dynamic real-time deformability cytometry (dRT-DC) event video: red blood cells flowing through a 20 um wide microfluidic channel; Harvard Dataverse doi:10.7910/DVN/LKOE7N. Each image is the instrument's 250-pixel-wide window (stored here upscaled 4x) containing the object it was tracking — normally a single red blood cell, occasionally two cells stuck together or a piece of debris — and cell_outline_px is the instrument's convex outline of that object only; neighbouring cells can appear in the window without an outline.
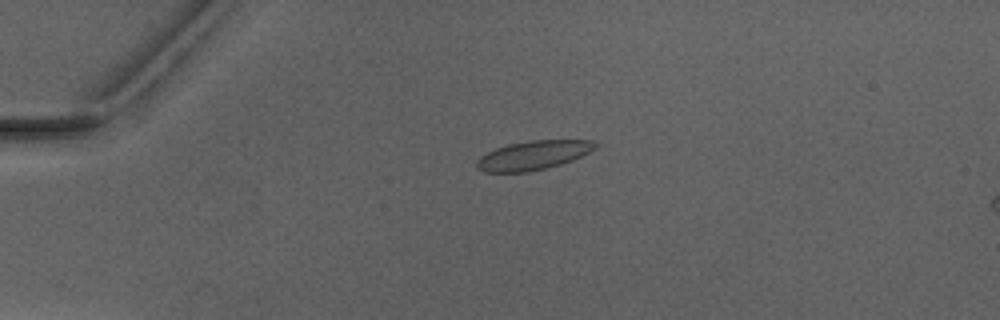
{"species": "Egyptian fruit bat (a non-hibernating species)", "species_latin": "Rousettus aegyptiacus", "temperature_condition": "warm", "stored_images_in_passage": 4, "camera_frame_rate_fps": 3000, "um_per_image_px": 0.085, "animal": {"sex": "male"}, "frame": {"image": 1, "passage_image": 2, "time_ms": 1.0, "image_size_px": [1000, 320], "cell_outline_px": [[600, 144], [596, 148], [572, 160], [560, 164], [528, 172], [484, 172], [476, 168], [476, 160], [480, 156], [496, 148], [508, 144], [532, 140], [592, 140]], "centroid_in_image_um": [45.31, 13.19], "position_along_channel_um": 39.7, "area_um2": 20.0}}